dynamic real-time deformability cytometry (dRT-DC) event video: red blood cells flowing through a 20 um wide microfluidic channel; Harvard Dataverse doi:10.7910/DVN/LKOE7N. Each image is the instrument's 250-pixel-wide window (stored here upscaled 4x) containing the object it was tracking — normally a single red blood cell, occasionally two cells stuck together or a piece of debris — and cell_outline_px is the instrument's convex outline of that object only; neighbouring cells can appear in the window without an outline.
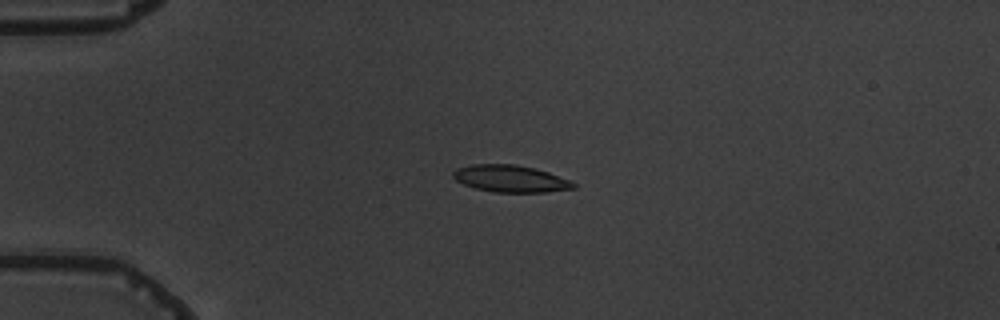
{"species": "common noctule bat (a hibernating species)", "species_latin": "Nyctalus noctula", "temperature_condition": "warm", "stored_images_in_passage": 3, "camera_frame_rate_fps": 3000, "um_per_image_px": 0.085, "animal": {"sex": "male", "body_mass_g": 19.5, "forearm_length_mm": 54.6}, "frame": {"image": 1, "passage_image": 2, "time_ms": 1.333, "image_size_px": [1000, 320], "cell_outline_px": [[576, 188], [548, 192], [492, 192], [476, 188], [464, 184], [456, 180], [452, 176], [452, 172], [456, 168], [472, 164], [516, 164], [548, 172], [568, 180], [576, 184]], "centroid_in_image_um": [43.36, 15.19], "position_along_channel_um": 41.6, "area_um2": 18.84}}